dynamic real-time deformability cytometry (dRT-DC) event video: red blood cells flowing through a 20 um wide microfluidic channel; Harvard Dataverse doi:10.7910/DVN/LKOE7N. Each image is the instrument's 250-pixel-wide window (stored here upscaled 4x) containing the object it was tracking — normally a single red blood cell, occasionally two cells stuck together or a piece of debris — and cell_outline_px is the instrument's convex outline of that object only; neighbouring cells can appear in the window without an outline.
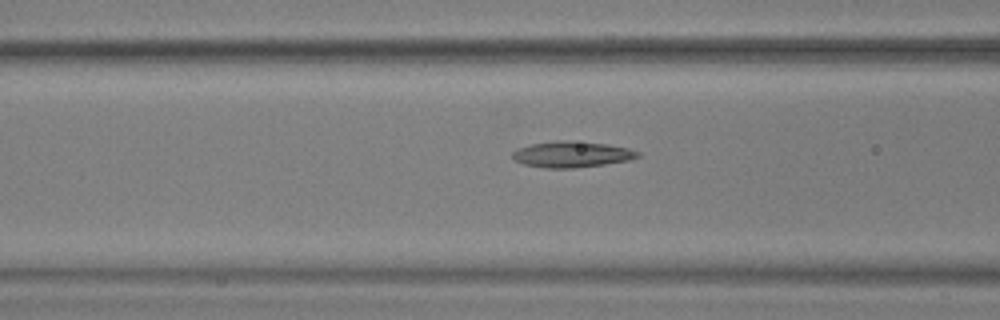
{"species": "common noctule bat (a hibernating species)", "species_latin": "Nyctalus noctula", "temperature_condition": "warm", "stored_images_in_passage": 30, "camera_frame_rate_fps": 3000, "um_per_image_px": 0.085, "animal": {"sex": "male", "body_mass_g": 17.9, "forearm_length_mm": 54.2}, "frame": {"image": 1, "passage_image": 7, "time_ms": 2.0, "image_size_px": [1000, 320], "cell_outline_px": [[640, 156], [628, 160], [604, 164], [572, 168], [544, 168], [524, 164], [516, 160], [512, 156], [512, 152], [520, 148], [532, 144], [556, 140], [564, 140], [608, 144], [628, 148], [640, 152]], "centroid_in_image_um": [48.61, 13.11], "position_along_channel_um": 118.0, "area_um2": 18.79}}
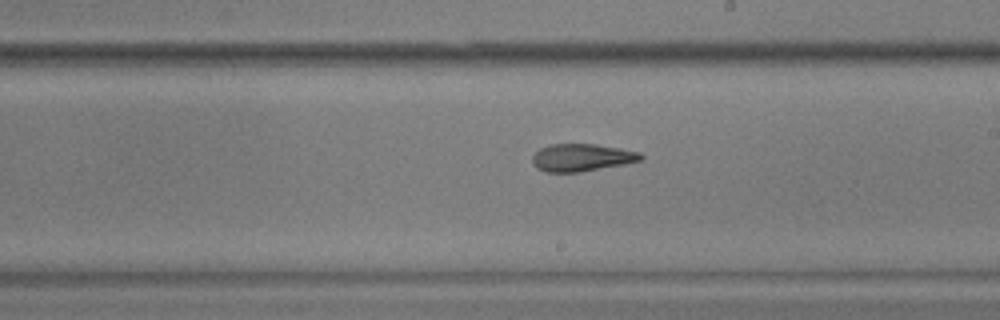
{"frame": {"image": 2, "passage_image": 17, "time_ms": 5.333, "image_size_px": [1000, 320], "cell_outline_px": [[644, 160], [624, 164], [580, 172], [544, 172], [536, 168], [532, 164], [532, 156], [540, 148], [552, 144], [596, 144], [620, 148], [640, 152], [644, 156]], "centroid_in_image_um": [49.45, 13.39], "position_along_channel_um": 239.5, "area_um2": 17.51}}
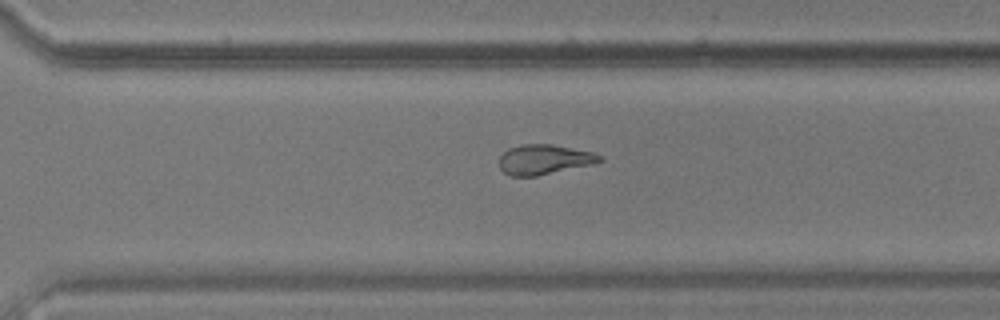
{"frame": {"image": 3, "passage_image": 24, "time_ms": 7.667, "image_size_px": [1000, 320], "cell_outline_px": [[604, 160], [592, 164], [536, 176], [508, 176], [500, 168], [500, 156], [508, 148], [524, 144], [552, 144], [592, 152], [604, 156]], "centroid_in_image_um": [46.26, 13.55], "position_along_channel_um": 324.3, "area_um2": 17.46}}